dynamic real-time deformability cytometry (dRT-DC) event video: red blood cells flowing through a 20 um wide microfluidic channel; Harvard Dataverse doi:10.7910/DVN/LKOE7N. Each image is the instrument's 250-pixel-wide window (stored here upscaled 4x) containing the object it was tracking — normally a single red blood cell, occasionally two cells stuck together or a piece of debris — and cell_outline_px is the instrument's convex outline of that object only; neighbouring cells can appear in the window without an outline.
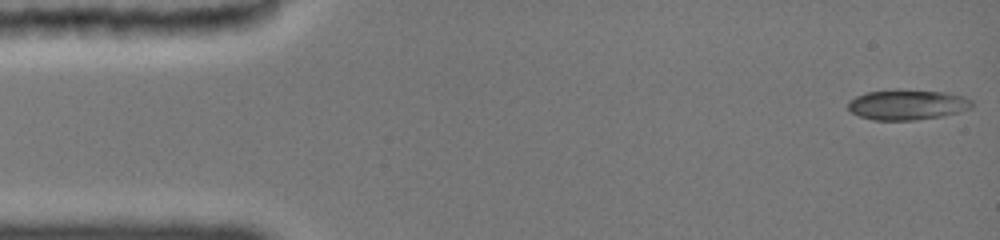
{"species": "common noctule bat (a hibernating species)", "species_latin": "Nyctalus noctula", "temperature_condition": "cold", "stored_images_in_passage": 25, "camera_frame_rate_fps": 3000, "um_per_image_px": 0.085, "animal": {"sex": "female", "body_mass_g": 19.0, "forearm_length_mm": 51.5}, "frame": {"image": 1, "passage_image": 1, "time_ms": 0.0, "image_size_px": [1000, 240], "cell_outline_px": [[972, 108], [960, 112], [940, 116], [912, 120], [876, 120], [860, 116], [852, 112], [848, 108], [848, 100], [856, 96], [868, 92], [900, 88], [944, 92], [964, 96], [972, 100]], "centroid_in_image_um": [77.13, 8.87], "position_along_channel_um": 7.9, "area_um2": 22.02}}
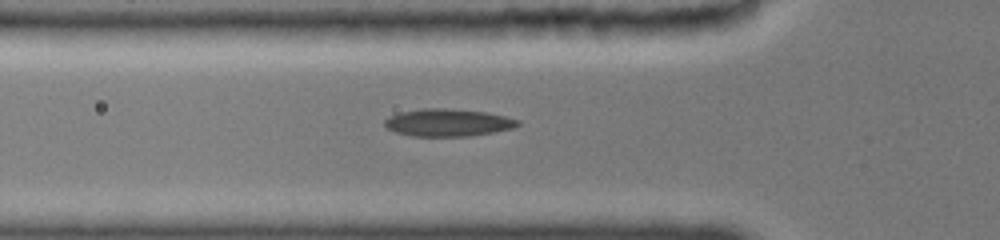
{"frame": {"image": 2, "passage_image": 23, "time_ms": 5.0, "image_size_px": [1000, 240], "cell_outline_px": [[520, 124], [512, 128], [492, 132], [464, 136], [416, 136], [396, 132], [388, 128], [384, 124], [384, 120], [400, 112], [420, 108], [452, 108], [484, 112], [504, 116], [520, 120]], "centroid_in_image_um": [38.07, 10.4], "position_along_channel_um": 87.7, "area_um2": 21.04}}
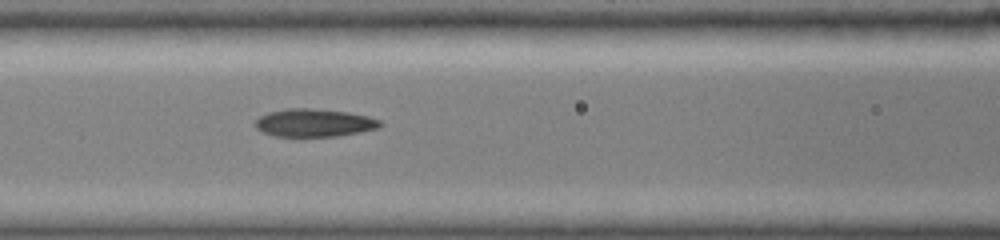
{"frame": {"image": 3, "passage_image": 25, "time_ms": 6.333, "image_size_px": [1000, 240], "cell_outline_px": [[384, 124], [376, 128], [336, 136], [276, 136], [264, 132], [256, 128], [256, 120], [260, 116], [268, 112], [284, 108], [312, 108], [348, 112], [380, 120]], "centroid_in_image_um": [26.67, 10.42], "position_along_channel_um": 139.9, "area_um2": 20.0}}